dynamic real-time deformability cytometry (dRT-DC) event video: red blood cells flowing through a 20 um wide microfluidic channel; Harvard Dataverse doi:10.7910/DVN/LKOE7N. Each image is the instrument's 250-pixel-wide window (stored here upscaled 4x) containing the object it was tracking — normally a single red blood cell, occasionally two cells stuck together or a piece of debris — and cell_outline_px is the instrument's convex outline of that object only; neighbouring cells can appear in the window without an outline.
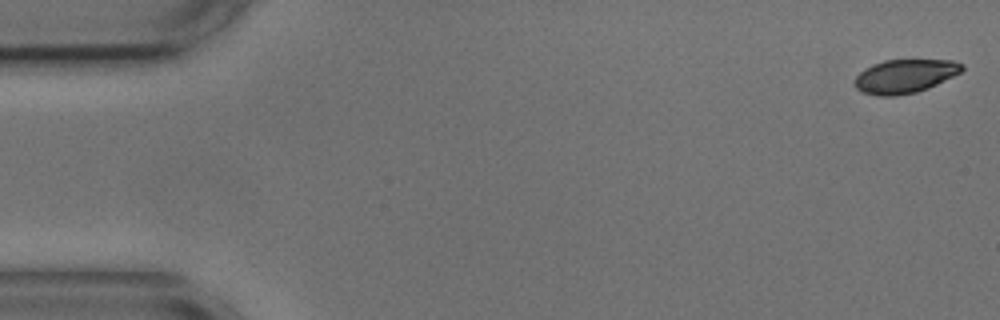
{"species": "common noctule bat (a hibernating species)", "species_latin": "Nyctalus noctula", "temperature_condition": "cold", "stored_images_in_passage": 12, "camera_frame_rate_fps": 3000, "um_per_image_px": 0.085, "animal": {"sex": "male", "body_mass_g": 17.9, "forearm_length_mm": 54.2}, "frame": {"image": 1, "passage_image": 1, "time_ms": 0.0, "image_size_px": [1000, 320], "cell_outline_px": [[964, 68], [960, 72], [928, 88], [916, 92], [896, 96], [880, 96], [864, 92], [856, 88], [856, 76], [864, 68], [872, 64], [884, 60], [952, 60], [964, 64]], "centroid_in_image_um": [76.91, 6.46], "position_along_channel_um": 8.1, "area_um2": 20.87}}